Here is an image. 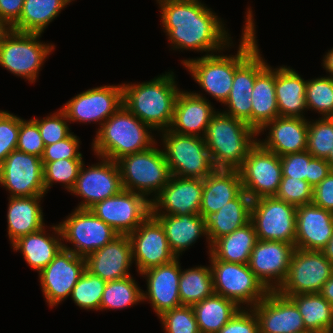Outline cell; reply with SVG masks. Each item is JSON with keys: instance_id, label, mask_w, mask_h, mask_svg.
I'll return each instance as SVG.
<instances>
[{"instance_id": "cell-1", "label": "cell", "mask_w": 333, "mask_h": 333, "mask_svg": "<svg viewBox=\"0 0 333 333\" xmlns=\"http://www.w3.org/2000/svg\"><path fill=\"white\" fill-rule=\"evenodd\" d=\"M172 50L216 54L234 47L224 21L200 0H156Z\"/></svg>"}, {"instance_id": "cell-2", "label": "cell", "mask_w": 333, "mask_h": 333, "mask_svg": "<svg viewBox=\"0 0 333 333\" xmlns=\"http://www.w3.org/2000/svg\"><path fill=\"white\" fill-rule=\"evenodd\" d=\"M245 25L235 55L218 52L181 60L193 80L213 99L222 104L228 99L235 71L259 48L252 7H247ZM222 53V54H221Z\"/></svg>"}, {"instance_id": "cell-3", "label": "cell", "mask_w": 333, "mask_h": 333, "mask_svg": "<svg viewBox=\"0 0 333 333\" xmlns=\"http://www.w3.org/2000/svg\"><path fill=\"white\" fill-rule=\"evenodd\" d=\"M175 78L170 70L150 81L122 83L123 105L154 131L169 129L175 101L181 91Z\"/></svg>"}, {"instance_id": "cell-4", "label": "cell", "mask_w": 333, "mask_h": 333, "mask_svg": "<svg viewBox=\"0 0 333 333\" xmlns=\"http://www.w3.org/2000/svg\"><path fill=\"white\" fill-rule=\"evenodd\" d=\"M96 130L91 144L94 154L113 161L151 148L157 142L154 130L124 105Z\"/></svg>"}, {"instance_id": "cell-5", "label": "cell", "mask_w": 333, "mask_h": 333, "mask_svg": "<svg viewBox=\"0 0 333 333\" xmlns=\"http://www.w3.org/2000/svg\"><path fill=\"white\" fill-rule=\"evenodd\" d=\"M256 136L247 123L217 109L203 138L216 169H238L257 143Z\"/></svg>"}, {"instance_id": "cell-6", "label": "cell", "mask_w": 333, "mask_h": 333, "mask_svg": "<svg viewBox=\"0 0 333 333\" xmlns=\"http://www.w3.org/2000/svg\"><path fill=\"white\" fill-rule=\"evenodd\" d=\"M41 35L4 29L0 34V66L26 78L30 84L35 83L46 59L55 49L54 44L43 43Z\"/></svg>"}, {"instance_id": "cell-7", "label": "cell", "mask_w": 333, "mask_h": 333, "mask_svg": "<svg viewBox=\"0 0 333 333\" xmlns=\"http://www.w3.org/2000/svg\"><path fill=\"white\" fill-rule=\"evenodd\" d=\"M157 143L151 148L125 155L116 161L123 189L142 194L150 202L172 176L164 152L156 146Z\"/></svg>"}, {"instance_id": "cell-8", "label": "cell", "mask_w": 333, "mask_h": 333, "mask_svg": "<svg viewBox=\"0 0 333 333\" xmlns=\"http://www.w3.org/2000/svg\"><path fill=\"white\" fill-rule=\"evenodd\" d=\"M160 145L171 175L204 179L216 168L203 137L181 135L169 129L159 132Z\"/></svg>"}, {"instance_id": "cell-9", "label": "cell", "mask_w": 333, "mask_h": 333, "mask_svg": "<svg viewBox=\"0 0 333 333\" xmlns=\"http://www.w3.org/2000/svg\"><path fill=\"white\" fill-rule=\"evenodd\" d=\"M208 256L214 294L233 300L240 308H252L266 297L269 290L256 277L249 264L217 260L210 252Z\"/></svg>"}, {"instance_id": "cell-10", "label": "cell", "mask_w": 333, "mask_h": 333, "mask_svg": "<svg viewBox=\"0 0 333 333\" xmlns=\"http://www.w3.org/2000/svg\"><path fill=\"white\" fill-rule=\"evenodd\" d=\"M73 210L70 215L58 223L64 249L72 251L78 256L86 257L119 235L90 209L75 208ZM64 242L71 244L72 247Z\"/></svg>"}, {"instance_id": "cell-11", "label": "cell", "mask_w": 333, "mask_h": 333, "mask_svg": "<svg viewBox=\"0 0 333 333\" xmlns=\"http://www.w3.org/2000/svg\"><path fill=\"white\" fill-rule=\"evenodd\" d=\"M332 274L333 264L322 251L295 249L287 276L276 291L286 297L320 293Z\"/></svg>"}, {"instance_id": "cell-12", "label": "cell", "mask_w": 333, "mask_h": 333, "mask_svg": "<svg viewBox=\"0 0 333 333\" xmlns=\"http://www.w3.org/2000/svg\"><path fill=\"white\" fill-rule=\"evenodd\" d=\"M123 105L122 84L103 85L83 91L60 107L71 122L97 123L99 127Z\"/></svg>"}, {"instance_id": "cell-13", "label": "cell", "mask_w": 333, "mask_h": 333, "mask_svg": "<svg viewBox=\"0 0 333 333\" xmlns=\"http://www.w3.org/2000/svg\"><path fill=\"white\" fill-rule=\"evenodd\" d=\"M0 185L9 197L45 196L40 157L14 150L0 164Z\"/></svg>"}, {"instance_id": "cell-14", "label": "cell", "mask_w": 333, "mask_h": 333, "mask_svg": "<svg viewBox=\"0 0 333 333\" xmlns=\"http://www.w3.org/2000/svg\"><path fill=\"white\" fill-rule=\"evenodd\" d=\"M96 164H82L74 188L70 191L82 199L76 208L89 209L95 203L115 196L123 190L121 174L116 161L97 157ZM101 159V161H100Z\"/></svg>"}, {"instance_id": "cell-15", "label": "cell", "mask_w": 333, "mask_h": 333, "mask_svg": "<svg viewBox=\"0 0 333 333\" xmlns=\"http://www.w3.org/2000/svg\"><path fill=\"white\" fill-rule=\"evenodd\" d=\"M86 270L85 257L62 248L55 258L38 273L41 291L50 308L65 301Z\"/></svg>"}, {"instance_id": "cell-16", "label": "cell", "mask_w": 333, "mask_h": 333, "mask_svg": "<svg viewBox=\"0 0 333 333\" xmlns=\"http://www.w3.org/2000/svg\"><path fill=\"white\" fill-rule=\"evenodd\" d=\"M89 209L119 235H129L151 214V202L142 194L123 189Z\"/></svg>"}, {"instance_id": "cell-17", "label": "cell", "mask_w": 333, "mask_h": 333, "mask_svg": "<svg viewBox=\"0 0 333 333\" xmlns=\"http://www.w3.org/2000/svg\"><path fill=\"white\" fill-rule=\"evenodd\" d=\"M128 236L132 247L133 263L135 262L138 274L176 259L168 245L164 228L152 214Z\"/></svg>"}, {"instance_id": "cell-18", "label": "cell", "mask_w": 333, "mask_h": 333, "mask_svg": "<svg viewBox=\"0 0 333 333\" xmlns=\"http://www.w3.org/2000/svg\"><path fill=\"white\" fill-rule=\"evenodd\" d=\"M295 249V244L258 240L249 267L269 291H276L287 276Z\"/></svg>"}, {"instance_id": "cell-19", "label": "cell", "mask_w": 333, "mask_h": 333, "mask_svg": "<svg viewBox=\"0 0 333 333\" xmlns=\"http://www.w3.org/2000/svg\"><path fill=\"white\" fill-rule=\"evenodd\" d=\"M297 206L265 197L261 209L250 219L258 240L295 244Z\"/></svg>"}, {"instance_id": "cell-20", "label": "cell", "mask_w": 333, "mask_h": 333, "mask_svg": "<svg viewBox=\"0 0 333 333\" xmlns=\"http://www.w3.org/2000/svg\"><path fill=\"white\" fill-rule=\"evenodd\" d=\"M180 258L172 262L149 268L139 275L146 279L147 290H142V302L151 303L157 316L181 306L179 279L181 276Z\"/></svg>"}, {"instance_id": "cell-21", "label": "cell", "mask_w": 333, "mask_h": 333, "mask_svg": "<svg viewBox=\"0 0 333 333\" xmlns=\"http://www.w3.org/2000/svg\"><path fill=\"white\" fill-rule=\"evenodd\" d=\"M203 179L180 178L172 175L169 182L151 201V214H199L202 203Z\"/></svg>"}, {"instance_id": "cell-22", "label": "cell", "mask_w": 333, "mask_h": 333, "mask_svg": "<svg viewBox=\"0 0 333 333\" xmlns=\"http://www.w3.org/2000/svg\"><path fill=\"white\" fill-rule=\"evenodd\" d=\"M238 171L243 183L254 187L265 197L277 194L282 179L280 157L265 149L258 141L249 150Z\"/></svg>"}, {"instance_id": "cell-23", "label": "cell", "mask_w": 333, "mask_h": 333, "mask_svg": "<svg viewBox=\"0 0 333 333\" xmlns=\"http://www.w3.org/2000/svg\"><path fill=\"white\" fill-rule=\"evenodd\" d=\"M252 310L259 322V333H299L307 331L296 304L277 291H269Z\"/></svg>"}, {"instance_id": "cell-24", "label": "cell", "mask_w": 333, "mask_h": 333, "mask_svg": "<svg viewBox=\"0 0 333 333\" xmlns=\"http://www.w3.org/2000/svg\"><path fill=\"white\" fill-rule=\"evenodd\" d=\"M212 105L202 93L181 89L169 130L181 135L204 137L212 116L217 112Z\"/></svg>"}, {"instance_id": "cell-25", "label": "cell", "mask_w": 333, "mask_h": 333, "mask_svg": "<svg viewBox=\"0 0 333 333\" xmlns=\"http://www.w3.org/2000/svg\"><path fill=\"white\" fill-rule=\"evenodd\" d=\"M268 65L259 48L235 71L231 92L222 110L251 127V96L256 76ZM228 107V108H227Z\"/></svg>"}, {"instance_id": "cell-26", "label": "cell", "mask_w": 333, "mask_h": 333, "mask_svg": "<svg viewBox=\"0 0 333 333\" xmlns=\"http://www.w3.org/2000/svg\"><path fill=\"white\" fill-rule=\"evenodd\" d=\"M86 270L102 280H119L131 275L132 247L128 235H118L85 257Z\"/></svg>"}, {"instance_id": "cell-27", "label": "cell", "mask_w": 333, "mask_h": 333, "mask_svg": "<svg viewBox=\"0 0 333 333\" xmlns=\"http://www.w3.org/2000/svg\"><path fill=\"white\" fill-rule=\"evenodd\" d=\"M332 235V212L313 203L297 206L296 249L322 251Z\"/></svg>"}, {"instance_id": "cell-28", "label": "cell", "mask_w": 333, "mask_h": 333, "mask_svg": "<svg viewBox=\"0 0 333 333\" xmlns=\"http://www.w3.org/2000/svg\"><path fill=\"white\" fill-rule=\"evenodd\" d=\"M267 130H269L268 134H266ZM307 132L308 118L278 116L271 122H268L258 132L257 137L266 134L267 137L262 140L258 138V142L265 149L281 157L289 153L306 151Z\"/></svg>"}, {"instance_id": "cell-29", "label": "cell", "mask_w": 333, "mask_h": 333, "mask_svg": "<svg viewBox=\"0 0 333 333\" xmlns=\"http://www.w3.org/2000/svg\"><path fill=\"white\" fill-rule=\"evenodd\" d=\"M47 228L49 227L45 226L36 232L21 236L11 244V248L19 251L28 266L37 273H40L63 248L59 225H51L52 234L48 233Z\"/></svg>"}, {"instance_id": "cell-30", "label": "cell", "mask_w": 333, "mask_h": 333, "mask_svg": "<svg viewBox=\"0 0 333 333\" xmlns=\"http://www.w3.org/2000/svg\"><path fill=\"white\" fill-rule=\"evenodd\" d=\"M164 228L168 245L172 253L179 258L183 251L190 249V246L195 244L199 238L204 237L208 243V251L210 252L211 245L207 235L204 219L200 214L187 215H165L152 214Z\"/></svg>"}, {"instance_id": "cell-31", "label": "cell", "mask_w": 333, "mask_h": 333, "mask_svg": "<svg viewBox=\"0 0 333 333\" xmlns=\"http://www.w3.org/2000/svg\"><path fill=\"white\" fill-rule=\"evenodd\" d=\"M307 80L290 66L275 68V94L279 116L305 118ZM304 114V115H303Z\"/></svg>"}, {"instance_id": "cell-32", "label": "cell", "mask_w": 333, "mask_h": 333, "mask_svg": "<svg viewBox=\"0 0 333 333\" xmlns=\"http://www.w3.org/2000/svg\"><path fill=\"white\" fill-rule=\"evenodd\" d=\"M44 196L8 197L7 234L10 244L45 227L41 200Z\"/></svg>"}, {"instance_id": "cell-33", "label": "cell", "mask_w": 333, "mask_h": 333, "mask_svg": "<svg viewBox=\"0 0 333 333\" xmlns=\"http://www.w3.org/2000/svg\"><path fill=\"white\" fill-rule=\"evenodd\" d=\"M251 128L257 133L279 116L275 94V68L269 64L256 76L251 96Z\"/></svg>"}, {"instance_id": "cell-34", "label": "cell", "mask_w": 333, "mask_h": 333, "mask_svg": "<svg viewBox=\"0 0 333 333\" xmlns=\"http://www.w3.org/2000/svg\"><path fill=\"white\" fill-rule=\"evenodd\" d=\"M241 182L238 169H215L203 179L202 203L199 214L217 212L227 202L236 198Z\"/></svg>"}, {"instance_id": "cell-35", "label": "cell", "mask_w": 333, "mask_h": 333, "mask_svg": "<svg viewBox=\"0 0 333 333\" xmlns=\"http://www.w3.org/2000/svg\"><path fill=\"white\" fill-rule=\"evenodd\" d=\"M257 241V234L250 221L232 233L218 238L211 245L210 253L217 260L249 264L251 252Z\"/></svg>"}, {"instance_id": "cell-36", "label": "cell", "mask_w": 333, "mask_h": 333, "mask_svg": "<svg viewBox=\"0 0 333 333\" xmlns=\"http://www.w3.org/2000/svg\"><path fill=\"white\" fill-rule=\"evenodd\" d=\"M72 1L74 0H24L20 18L10 29L43 34Z\"/></svg>"}, {"instance_id": "cell-37", "label": "cell", "mask_w": 333, "mask_h": 333, "mask_svg": "<svg viewBox=\"0 0 333 333\" xmlns=\"http://www.w3.org/2000/svg\"><path fill=\"white\" fill-rule=\"evenodd\" d=\"M192 307L200 333H217L241 309L233 300L217 294Z\"/></svg>"}, {"instance_id": "cell-38", "label": "cell", "mask_w": 333, "mask_h": 333, "mask_svg": "<svg viewBox=\"0 0 333 333\" xmlns=\"http://www.w3.org/2000/svg\"><path fill=\"white\" fill-rule=\"evenodd\" d=\"M303 318L305 329L313 333H333V306L320 294L291 295Z\"/></svg>"}, {"instance_id": "cell-39", "label": "cell", "mask_w": 333, "mask_h": 333, "mask_svg": "<svg viewBox=\"0 0 333 333\" xmlns=\"http://www.w3.org/2000/svg\"><path fill=\"white\" fill-rule=\"evenodd\" d=\"M214 294L213 277L209 266L198 265L182 269L179 279L181 304L193 306Z\"/></svg>"}, {"instance_id": "cell-40", "label": "cell", "mask_w": 333, "mask_h": 333, "mask_svg": "<svg viewBox=\"0 0 333 333\" xmlns=\"http://www.w3.org/2000/svg\"><path fill=\"white\" fill-rule=\"evenodd\" d=\"M203 219L209 245L250 222L249 216L242 209L237 198L227 202L217 212L207 213Z\"/></svg>"}, {"instance_id": "cell-41", "label": "cell", "mask_w": 333, "mask_h": 333, "mask_svg": "<svg viewBox=\"0 0 333 333\" xmlns=\"http://www.w3.org/2000/svg\"><path fill=\"white\" fill-rule=\"evenodd\" d=\"M142 302V289L132 275L107 281L99 311L127 309Z\"/></svg>"}, {"instance_id": "cell-42", "label": "cell", "mask_w": 333, "mask_h": 333, "mask_svg": "<svg viewBox=\"0 0 333 333\" xmlns=\"http://www.w3.org/2000/svg\"><path fill=\"white\" fill-rule=\"evenodd\" d=\"M305 98L309 111L317 112L321 118L333 117V77L325 75L307 80Z\"/></svg>"}, {"instance_id": "cell-43", "label": "cell", "mask_w": 333, "mask_h": 333, "mask_svg": "<svg viewBox=\"0 0 333 333\" xmlns=\"http://www.w3.org/2000/svg\"><path fill=\"white\" fill-rule=\"evenodd\" d=\"M106 281L85 270L71 291L70 298L80 309L100 310Z\"/></svg>"}, {"instance_id": "cell-44", "label": "cell", "mask_w": 333, "mask_h": 333, "mask_svg": "<svg viewBox=\"0 0 333 333\" xmlns=\"http://www.w3.org/2000/svg\"><path fill=\"white\" fill-rule=\"evenodd\" d=\"M83 163V159H59L53 162H42L46 194L55 183H61L70 192L76 184Z\"/></svg>"}, {"instance_id": "cell-45", "label": "cell", "mask_w": 333, "mask_h": 333, "mask_svg": "<svg viewBox=\"0 0 333 333\" xmlns=\"http://www.w3.org/2000/svg\"><path fill=\"white\" fill-rule=\"evenodd\" d=\"M333 148V117L308 119L307 151L315 158L326 159Z\"/></svg>"}, {"instance_id": "cell-46", "label": "cell", "mask_w": 333, "mask_h": 333, "mask_svg": "<svg viewBox=\"0 0 333 333\" xmlns=\"http://www.w3.org/2000/svg\"><path fill=\"white\" fill-rule=\"evenodd\" d=\"M164 333H200L192 306L181 305L158 316Z\"/></svg>"}, {"instance_id": "cell-47", "label": "cell", "mask_w": 333, "mask_h": 333, "mask_svg": "<svg viewBox=\"0 0 333 333\" xmlns=\"http://www.w3.org/2000/svg\"><path fill=\"white\" fill-rule=\"evenodd\" d=\"M39 127L42 140L46 145H50L67 138L72 132L69 128V120L65 112L60 108L45 118H32Z\"/></svg>"}, {"instance_id": "cell-48", "label": "cell", "mask_w": 333, "mask_h": 333, "mask_svg": "<svg viewBox=\"0 0 333 333\" xmlns=\"http://www.w3.org/2000/svg\"><path fill=\"white\" fill-rule=\"evenodd\" d=\"M275 197L295 206L310 204L313 199V188L306 180L282 176Z\"/></svg>"}, {"instance_id": "cell-49", "label": "cell", "mask_w": 333, "mask_h": 333, "mask_svg": "<svg viewBox=\"0 0 333 333\" xmlns=\"http://www.w3.org/2000/svg\"><path fill=\"white\" fill-rule=\"evenodd\" d=\"M45 144L39 132L38 124L33 120L20 117V129L16 150L42 157Z\"/></svg>"}, {"instance_id": "cell-50", "label": "cell", "mask_w": 333, "mask_h": 333, "mask_svg": "<svg viewBox=\"0 0 333 333\" xmlns=\"http://www.w3.org/2000/svg\"><path fill=\"white\" fill-rule=\"evenodd\" d=\"M19 129V116L9 111H5L0 116V164L10 152L16 150Z\"/></svg>"}, {"instance_id": "cell-51", "label": "cell", "mask_w": 333, "mask_h": 333, "mask_svg": "<svg viewBox=\"0 0 333 333\" xmlns=\"http://www.w3.org/2000/svg\"><path fill=\"white\" fill-rule=\"evenodd\" d=\"M80 138L72 132L62 141L46 145L41 157L42 162H53L59 159H83L80 147Z\"/></svg>"}, {"instance_id": "cell-52", "label": "cell", "mask_w": 333, "mask_h": 333, "mask_svg": "<svg viewBox=\"0 0 333 333\" xmlns=\"http://www.w3.org/2000/svg\"><path fill=\"white\" fill-rule=\"evenodd\" d=\"M313 158L307 150L281 156L282 176L306 180L309 184L310 161Z\"/></svg>"}, {"instance_id": "cell-53", "label": "cell", "mask_w": 333, "mask_h": 333, "mask_svg": "<svg viewBox=\"0 0 333 333\" xmlns=\"http://www.w3.org/2000/svg\"><path fill=\"white\" fill-rule=\"evenodd\" d=\"M217 333H259V322L252 308H241Z\"/></svg>"}, {"instance_id": "cell-54", "label": "cell", "mask_w": 333, "mask_h": 333, "mask_svg": "<svg viewBox=\"0 0 333 333\" xmlns=\"http://www.w3.org/2000/svg\"><path fill=\"white\" fill-rule=\"evenodd\" d=\"M236 198L251 219L261 209L265 196L254 187L241 181L236 191Z\"/></svg>"}, {"instance_id": "cell-55", "label": "cell", "mask_w": 333, "mask_h": 333, "mask_svg": "<svg viewBox=\"0 0 333 333\" xmlns=\"http://www.w3.org/2000/svg\"><path fill=\"white\" fill-rule=\"evenodd\" d=\"M312 203L333 213V170L313 188Z\"/></svg>"}, {"instance_id": "cell-56", "label": "cell", "mask_w": 333, "mask_h": 333, "mask_svg": "<svg viewBox=\"0 0 333 333\" xmlns=\"http://www.w3.org/2000/svg\"><path fill=\"white\" fill-rule=\"evenodd\" d=\"M24 0H0V24L10 29L20 18Z\"/></svg>"}, {"instance_id": "cell-57", "label": "cell", "mask_w": 333, "mask_h": 333, "mask_svg": "<svg viewBox=\"0 0 333 333\" xmlns=\"http://www.w3.org/2000/svg\"><path fill=\"white\" fill-rule=\"evenodd\" d=\"M332 171L328 162L323 158H313L310 161L309 185L314 188Z\"/></svg>"}, {"instance_id": "cell-58", "label": "cell", "mask_w": 333, "mask_h": 333, "mask_svg": "<svg viewBox=\"0 0 333 333\" xmlns=\"http://www.w3.org/2000/svg\"><path fill=\"white\" fill-rule=\"evenodd\" d=\"M320 294L333 306V274L323 285Z\"/></svg>"}, {"instance_id": "cell-59", "label": "cell", "mask_w": 333, "mask_h": 333, "mask_svg": "<svg viewBox=\"0 0 333 333\" xmlns=\"http://www.w3.org/2000/svg\"><path fill=\"white\" fill-rule=\"evenodd\" d=\"M322 67L326 70L327 74L331 77H333V48L328 50V52L323 55Z\"/></svg>"}, {"instance_id": "cell-60", "label": "cell", "mask_w": 333, "mask_h": 333, "mask_svg": "<svg viewBox=\"0 0 333 333\" xmlns=\"http://www.w3.org/2000/svg\"><path fill=\"white\" fill-rule=\"evenodd\" d=\"M322 252L325 255V257L333 264V235L329 239V242L322 250Z\"/></svg>"}, {"instance_id": "cell-61", "label": "cell", "mask_w": 333, "mask_h": 333, "mask_svg": "<svg viewBox=\"0 0 333 333\" xmlns=\"http://www.w3.org/2000/svg\"><path fill=\"white\" fill-rule=\"evenodd\" d=\"M328 164L330 165L331 169L333 170V148L332 150L330 151L328 157L325 159Z\"/></svg>"}, {"instance_id": "cell-62", "label": "cell", "mask_w": 333, "mask_h": 333, "mask_svg": "<svg viewBox=\"0 0 333 333\" xmlns=\"http://www.w3.org/2000/svg\"><path fill=\"white\" fill-rule=\"evenodd\" d=\"M5 28L0 24V34Z\"/></svg>"}, {"instance_id": "cell-63", "label": "cell", "mask_w": 333, "mask_h": 333, "mask_svg": "<svg viewBox=\"0 0 333 333\" xmlns=\"http://www.w3.org/2000/svg\"><path fill=\"white\" fill-rule=\"evenodd\" d=\"M6 110H0V116L5 112Z\"/></svg>"}, {"instance_id": "cell-64", "label": "cell", "mask_w": 333, "mask_h": 333, "mask_svg": "<svg viewBox=\"0 0 333 333\" xmlns=\"http://www.w3.org/2000/svg\"><path fill=\"white\" fill-rule=\"evenodd\" d=\"M299 333H313V332L305 331V332H299Z\"/></svg>"}]
</instances>
